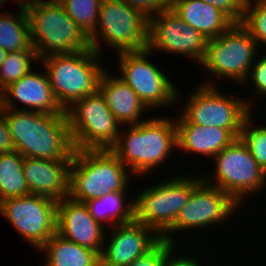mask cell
I'll use <instances>...</instances> for the list:
<instances>
[{
	"label": "cell",
	"mask_w": 266,
	"mask_h": 266,
	"mask_svg": "<svg viewBox=\"0 0 266 266\" xmlns=\"http://www.w3.org/2000/svg\"><path fill=\"white\" fill-rule=\"evenodd\" d=\"M202 176H176L144 188L134 198L135 220L151 228L162 238L172 227L182 207L188 202L191 190Z\"/></svg>",
	"instance_id": "ba28073f"
},
{
	"label": "cell",
	"mask_w": 266,
	"mask_h": 266,
	"mask_svg": "<svg viewBox=\"0 0 266 266\" xmlns=\"http://www.w3.org/2000/svg\"><path fill=\"white\" fill-rule=\"evenodd\" d=\"M258 48L250 32L241 23H234L223 34L207 41L201 68L239 84L247 83Z\"/></svg>",
	"instance_id": "30bf717a"
},
{
	"label": "cell",
	"mask_w": 266,
	"mask_h": 266,
	"mask_svg": "<svg viewBox=\"0 0 266 266\" xmlns=\"http://www.w3.org/2000/svg\"><path fill=\"white\" fill-rule=\"evenodd\" d=\"M206 39L171 8L149 20L148 49L181 54L193 58L198 64L204 60Z\"/></svg>",
	"instance_id": "9a60e30c"
},
{
	"label": "cell",
	"mask_w": 266,
	"mask_h": 266,
	"mask_svg": "<svg viewBox=\"0 0 266 266\" xmlns=\"http://www.w3.org/2000/svg\"><path fill=\"white\" fill-rule=\"evenodd\" d=\"M251 0L247 2L246 11L241 24L250 32L257 46L266 44V3H253Z\"/></svg>",
	"instance_id": "f546056e"
},
{
	"label": "cell",
	"mask_w": 266,
	"mask_h": 266,
	"mask_svg": "<svg viewBox=\"0 0 266 266\" xmlns=\"http://www.w3.org/2000/svg\"><path fill=\"white\" fill-rule=\"evenodd\" d=\"M45 251V266H101L100 255L93 250L53 234L39 249Z\"/></svg>",
	"instance_id": "603a6c76"
},
{
	"label": "cell",
	"mask_w": 266,
	"mask_h": 266,
	"mask_svg": "<svg viewBox=\"0 0 266 266\" xmlns=\"http://www.w3.org/2000/svg\"><path fill=\"white\" fill-rule=\"evenodd\" d=\"M173 243L161 239L151 250L145 255L136 258L126 266H163L165 262L166 250Z\"/></svg>",
	"instance_id": "4dcf8cb0"
},
{
	"label": "cell",
	"mask_w": 266,
	"mask_h": 266,
	"mask_svg": "<svg viewBox=\"0 0 266 266\" xmlns=\"http://www.w3.org/2000/svg\"><path fill=\"white\" fill-rule=\"evenodd\" d=\"M254 1L265 2L266 3V0H254Z\"/></svg>",
	"instance_id": "f35d334b"
},
{
	"label": "cell",
	"mask_w": 266,
	"mask_h": 266,
	"mask_svg": "<svg viewBox=\"0 0 266 266\" xmlns=\"http://www.w3.org/2000/svg\"><path fill=\"white\" fill-rule=\"evenodd\" d=\"M238 206L226 192L201 180L191 190L189 200L180 210L173 227L161 239L174 244L172 238L176 231L224 223Z\"/></svg>",
	"instance_id": "5bb4252c"
},
{
	"label": "cell",
	"mask_w": 266,
	"mask_h": 266,
	"mask_svg": "<svg viewBox=\"0 0 266 266\" xmlns=\"http://www.w3.org/2000/svg\"><path fill=\"white\" fill-rule=\"evenodd\" d=\"M128 6L140 12L148 20L171 8L172 0H123Z\"/></svg>",
	"instance_id": "1f68e13d"
},
{
	"label": "cell",
	"mask_w": 266,
	"mask_h": 266,
	"mask_svg": "<svg viewBox=\"0 0 266 266\" xmlns=\"http://www.w3.org/2000/svg\"><path fill=\"white\" fill-rule=\"evenodd\" d=\"M125 194L126 192H111L100 198L88 200L84 204L95 221L101 225L110 222V226L114 227L135 219L134 199L126 204Z\"/></svg>",
	"instance_id": "cb8c5ba5"
},
{
	"label": "cell",
	"mask_w": 266,
	"mask_h": 266,
	"mask_svg": "<svg viewBox=\"0 0 266 266\" xmlns=\"http://www.w3.org/2000/svg\"><path fill=\"white\" fill-rule=\"evenodd\" d=\"M171 9L208 40L220 36L235 23L222 10L202 0H172Z\"/></svg>",
	"instance_id": "7402d4cb"
},
{
	"label": "cell",
	"mask_w": 266,
	"mask_h": 266,
	"mask_svg": "<svg viewBox=\"0 0 266 266\" xmlns=\"http://www.w3.org/2000/svg\"><path fill=\"white\" fill-rule=\"evenodd\" d=\"M57 201L30 194L0 202V214L39 250L56 233Z\"/></svg>",
	"instance_id": "4fadbf2b"
},
{
	"label": "cell",
	"mask_w": 266,
	"mask_h": 266,
	"mask_svg": "<svg viewBox=\"0 0 266 266\" xmlns=\"http://www.w3.org/2000/svg\"><path fill=\"white\" fill-rule=\"evenodd\" d=\"M104 225L99 224L87 206L66 197L57 203L56 233L82 247L93 250L100 256L105 243Z\"/></svg>",
	"instance_id": "e0dca14e"
},
{
	"label": "cell",
	"mask_w": 266,
	"mask_h": 266,
	"mask_svg": "<svg viewBox=\"0 0 266 266\" xmlns=\"http://www.w3.org/2000/svg\"><path fill=\"white\" fill-rule=\"evenodd\" d=\"M174 148H178L176 122L159 117L130 125L125 136L120 131L109 150L131 173L145 175L170 157Z\"/></svg>",
	"instance_id": "7a4b0ae2"
},
{
	"label": "cell",
	"mask_w": 266,
	"mask_h": 266,
	"mask_svg": "<svg viewBox=\"0 0 266 266\" xmlns=\"http://www.w3.org/2000/svg\"><path fill=\"white\" fill-rule=\"evenodd\" d=\"M0 48L7 52L35 50L31 44L29 23L24 9L19 11V15H12L8 11L0 13Z\"/></svg>",
	"instance_id": "484cf974"
},
{
	"label": "cell",
	"mask_w": 266,
	"mask_h": 266,
	"mask_svg": "<svg viewBox=\"0 0 266 266\" xmlns=\"http://www.w3.org/2000/svg\"><path fill=\"white\" fill-rule=\"evenodd\" d=\"M15 151V145L6 122V118L0 107V153Z\"/></svg>",
	"instance_id": "e575fe53"
},
{
	"label": "cell",
	"mask_w": 266,
	"mask_h": 266,
	"mask_svg": "<svg viewBox=\"0 0 266 266\" xmlns=\"http://www.w3.org/2000/svg\"><path fill=\"white\" fill-rule=\"evenodd\" d=\"M15 2H16V4H18L17 6H19V9L26 10L32 6H35V5L50 4L53 2H60V0H48V1H44V0H15Z\"/></svg>",
	"instance_id": "8d00e7d4"
},
{
	"label": "cell",
	"mask_w": 266,
	"mask_h": 266,
	"mask_svg": "<svg viewBox=\"0 0 266 266\" xmlns=\"http://www.w3.org/2000/svg\"><path fill=\"white\" fill-rule=\"evenodd\" d=\"M23 160L16 150L0 153V202L31 194L24 177Z\"/></svg>",
	"instance_id": "d4e9b609"
},
{
	"label": "cell",
	"mask_w": 266,
	"mask_h": 266,
	"mask_svg": "<svg viewBox=\"0 0 266 266\" xmlns=\"http://www.w3.org/2000/svg\"><path fill=\"white\" fill-rule=\"evenodd\" d=\"M252 114L244 120L240 138L248 147L252 157L266 173V127L256 126L253 128Z\"/></svg>",
	"instance_id": "f1b7e54d"
},
{
	"label": "cell",
	"mask_w": 266,
	"mask_h": 266,
	"mask_svg": "<svg viewBox=\"0 0 266 266\" xmlns=\"http://www.w3.org/2000/svg\"><path fill=\"white\" fill-rule=\"evenodd\" d=\"M174 246L175 244H172L166 250L165 262L163 266H200L199 261L193 257L189 258L187 256L184 257V256H179V255L176 257L173 253V251L175 250Z\"/></svg>",
	"instance_id": "d590c367"
},
{
	"label": "cell",
	"mask_w": 266,
	"mask_h": 266,
	"mask_svg": "<svg viewBox=\"0 0 266 266\" xmlns=\"http://www.w3.org/2000/svg\"><path fill=\"white\" fill-rule=\"evenodd\" d=\"M109 150H75L70 165L69 197L78 202L111 192H127L129 176Z\"/></svg>",
	"instance_id": "3957f363"
},
{
	"label": "cell",
	"mask_w": 266,
	"mask_h": 266,
	"mask_svg": "<svg viewBox=\"0 0 266 266\" xmlns=\"http://www.w3.org/2000/svg\"><path fill=\"white\" fill-rule=\"evenodd\" d=\"M15 150L23 157L72 160L75 148L66 112L43 114L2 108Z\"/></svg>",
	"instance_id": "6da1fadb"
},
{
	"label": "cell",
	"mask_w": 266,
	"mask_h": 266,
	"mask_svg": "<svg viewBox=\"0 0 266 266\" xmlns=\"http://www.w3.org/2000/svg\"><path fill=\"white\" fill-rule=\"evenodd\" d=\"M6 0H0V5H1V3H4Z\"/></svg>",
	"instance_id": "ab89813d"
},
{
	"label": "cell",
	"mask_w": 266,
	"mask_h": 266,
	"mask_svg": "<svg viewBox=\"0 0 266 266\" xmlns=\"http://www.w3.org/2000/svg\"><path fill=\"white\" fill-rule=\"evenodd\" d=\"M111 230V231H110ZM106 248H103L101 266H126L145 255L161 238L148 226L136 221L110 227ZM151 234V235H150Z\"/></svg>",
	"instance_id": "2e32d148"
},
{
	"label": "cell",
	"mask_w": 266,
	"mask_h": 266,
	"mask_svg": "<svg viewBox=\"0 0 266 266\" xmlns=\"http://www.w3.org/2000/svg\"><path fill=\"white\" fill-rule=\"evenodd\" d=\"M178 150L214 157L236 138L242 129H224L189 123L181 114L176 118Z\"/></svg>",
	"instance_id": "ffe728a7"
},
{
	"label": "cell",
	"mask_w": 266,
	"mask_h": 266,
	"mask_svg": "<svg viewBox=\"0 0 266 266\" xmlns=\"http://www.w3.org/2000/svg\"><path fill=\"white\" fill-rule=\"evenodd\" d=\"M25 11L31 44L39 60L54 54L91 49L90 39L60 2L35 5Z\"/></svg>",
	"instance_id": "5b68a950"
},
{
	"label": "cell",
	"mask_w": 266,
	"mask_h": 266,
	"mask_svg": "<svg viewBox=\"0 0 266 266\" xmlns=\"http://www.w3.org/2000/svg\"><path fill=\"white\" fill-rule=\"evenodd\" d=\"M98 91L104 97L107 107L119 124L137 125L142 113L148 108L139 99L136 92L119 77L104 71L100 77Z\"/></svg>",
	"instance_id": "44dd1931"
},
{
	"label": "cell",
	"mask_w": 266,
	"mask_h": 266,
	"mask_svg": "<svg viewBox=\"0 0 266 266\" xmlns=\"http://www.w3.org/2000/svg\"><path fill=\"white\" fill-rule=\"evenodd\" d=\"M149 20L123 0H102L91 48L101 55L100 41L117 52H136L148 48ZM99 38V40H98Z\"/></svg>",
	"instance_id": "8992f818"
},
{
	"label": "cell",
	"mask_w": 266,
	"mask_h": 266,
	"mask_svg": "<svg viewBox=\"0 0 266 266\" xmlns=\"http://www.w3.org/2000/svg\"><path fill=\"white\" fill-rule=\"evenodd\" d=\"M214 158L216 171L211 177H202V180L226 192L239 206H242L244 196L265 189L266 173L240 137Z\"/></svg>",
	"instance_id": "52a82bcc"
},
{
	"label": "cell",
	"mask_w": 266,
	"mask_h": 266,
	"mask_svg": "<svg viewBox=\"0 0 266 266\" xmlns=\"http://www.w3.org/2000/svg\"><path fill=\"white\" fill-rule=\"evenodd\" d=\"M7 54H8V52L6 50L0 48V66H1L2 62L5 60Z\"/></svg>",
	"instance_id": "74e56055"
},
{
	"label": "cell",
	"mask_w": 266,
	"mask_h": 266,
	"mask_svg": "<svg viewBox=\"0 0 266 266\" xmlns=\"http://www.w3.org/2000/svg\"><path fill=\"white\" fill-rule=\"evenodd\" d=\"M102 0H60L67 14L90 38L96 30Z\"/></svg>",
	"instance_id": "83f0119b"
},
{
	"label": "cell",
	"mask_w": 266,
	"mask_h": 266,
	"mask_svg": "<svg viewBox=\"0 0 266 266\" xmlns=\"http://www.w3.org/2000/svg\"><path fill=\"white\" fill-rule=\"evenodd\" d=\"M148 48L136 52L118 53L120 79L128 84L149 109L167 107L178 101L174 83L153 63L148 61ZM120 57V58H119ZM165 106V107H164Z\"/></svg>",
	"instance_id": "7c38bea8"
},
{
	"label": "cell",
	"mask_w": 266,
	"mask_h": 266,
	"mask_svg": "<svg viewBox=\"0 0 266 266\" xmlns=\"http://www.w3.org/2000/svg\"><path fill=\"white\" fill-rule=\"evenodd\" d=\"M32 60L39 61L35 50L8 52L0 66V93L33 69Z\"/></svg>",
	"instance_id": "4316f807"
},
{
	"label": "cell",
	"mask_w": 266,
	"mask_h": 266,
	"mask_svg": "<svg viewBox=\"0 0 266 266\" xmlns=\"http://www.w3.org/2000/svg\"><path fill=\"white\" fill-rule=\"evenodd\" d=\"M19 100L26 108L32 112L43 114H64L65 110L56 100L49 78L46 75L30 70L18 81L6 87L0 93V107L18 110L17 101ZM14 102V103H13ZM16 104V105H15ZM29 106V108H27Z\"/></svg>",
	"instance_id": "ac0fdd59"
},
{
	"label": "cell",
	"mask_w": 266,
	"mask_h": 266,
	"mask_svg": "<svg viewBox=\"0 0 266 266\" xmlns=\"http://www.w3.org/2000/svg\"><path fill=\"white\" fill-rule=\"evenodd\" d=\"M214 82L203 83L184 104L181 115L192 124L224 129H242L251 114L249 100L220 93Z\"/></svg>",
	"instance_id": "8fae6325"
},
{
	"label": "cell",
	"mask_w": 266,
	"mask_h": 266,
	"mask_svg": "<svg viewBox=\"0 0 266 266\" xmlns=\"http://www.w3.org/2000/svg\"><path fill=\"white\" fill-rule=\"evenodd\" d=\"M71 161L24 157L23 172L30 193L57 202L69 197Z\"/></svg>",
	"instance_id": "d6986e66"
},
{
	"label": "cell",
	"mask_w": 266,
	"mask_h": 266,
	"mask_svg": "<svg viewBox=\"0 0 266 266\" xmlns=\"http://www.w3.org/2000/svg\"><path fill=\"white\" fill-rule=\"evenodd\" d=\"M262 58V59H261ZM253 64L247 79H251L254 84L255 92L260 97L266 95V54Z\"/></svg>",
	"instance_id": "836d02e7"
},
{
	"label": "cell",
	"mask_w": 266,
	"mask_h": 266,
	"mask_svg": "<svg viewBox=\"0 0 266 266\" xmlns=\"http://www.w3.org/2000/svg\"><path fill=\"white\" fill-rule=\"evenodd\" d=\"M100 59L101 55L91 48L39 60L43 62L54 96L64 110L98 91L100 77L105 71Z\"/></svg>",
	"instance_id": "277c9868"
},
{
	"label": "cell",
	"mask_w": 266,
	"mask_h": 266,
	"mask_svg": "<svg viewBox=\"0 0 266 266\" xmlns=\"http://www.w3.org/2000/svg\"><path fill=\"white\" fill-rule=\"evenodd\" d=\"M207 4L219 8L235 23H241L247 7V0H202Z\"/></svg>",
	"instance_id": "d6a6232c"
},
{
	"label": "cell",
	"mask_w": 266,
	"mask_h": 266,
	"mask_svg": "<svg viewBox=\"0 0 266 266\" xmlns=\"http://www.w3.org/2000/svg\"><path fill=\"white\" fill-rule=\"evenodd\" d=\"M75 150L110 149L119 136V123L99 91L65 110Z\"/></svg>",
	"instance_id": "9c48e42d"
}]
</instances>
